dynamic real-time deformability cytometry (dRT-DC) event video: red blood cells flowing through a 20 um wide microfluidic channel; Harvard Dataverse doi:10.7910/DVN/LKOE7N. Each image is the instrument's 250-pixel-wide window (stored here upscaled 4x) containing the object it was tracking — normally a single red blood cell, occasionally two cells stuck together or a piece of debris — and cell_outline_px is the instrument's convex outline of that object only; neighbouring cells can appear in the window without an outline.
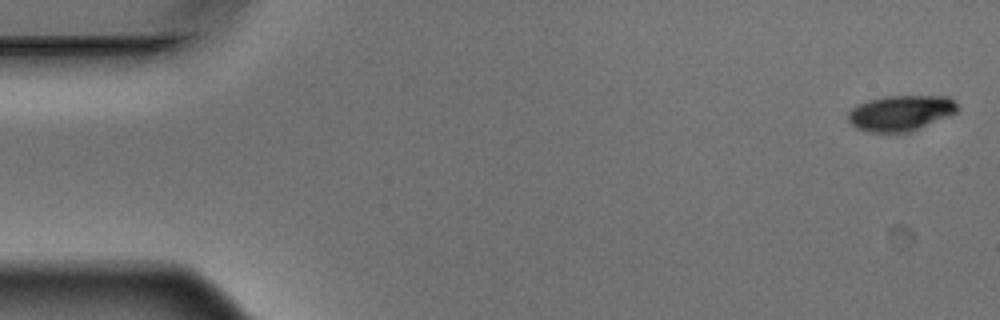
{"species": "Egyptian fruit bat (a non-hibernating species)", "species_latin": "Rousettus aegyptiacus", "temperature_condition": "warm", "stored_images_in_passage": 5, "camera_frame_rate_fps": 3000, "um_per_image_px": 0.085, "animal": {"sex": "male"}, "frame": {"image": 1, "passage_image": 1, "time_ms": 0.0, "image_size_px": [1000, 320], "cell_outline_px": [[960, 108], [956, 112], [948, 116], [908, 132], [888, 136], [868, 132], [856, 128], [848, 120], [848, 112], [852, 108], [868, 100], [884, 96], [948, 96], [956, 100]], "centroid_in_image_um": [76.55, 9.63], "position_along_channel_um": 8.5, "area_um2": 23.18}}
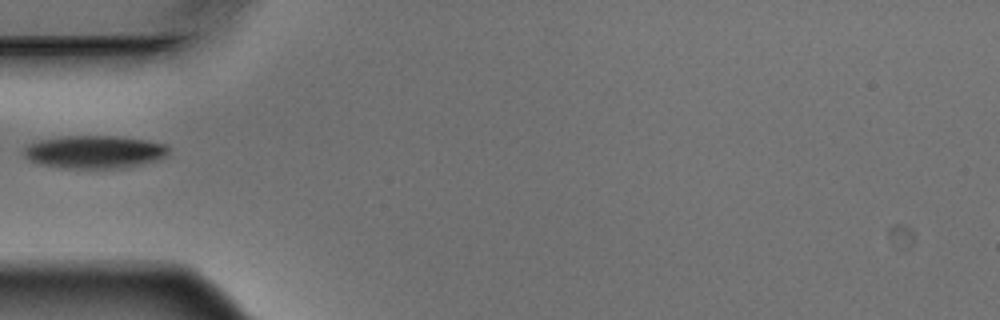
{"frame": {"image": 2, "passage_image": 5, "time_ms": 1.333, "image_size_px": [1000, 320], "cell_outline_px": [[168, 152], [164, 156], [156, 160], [120, 168], [64, 168], [40, 164], [28, 160], [24, 156], [24, 148], [28, 144], [40, 140], [60, 136], [124, 136], [168, 144]], "centroid_in_image_um": [8.0, 12.9], "position_along_channel_um": 77.0, "area_um2": 27.74}}